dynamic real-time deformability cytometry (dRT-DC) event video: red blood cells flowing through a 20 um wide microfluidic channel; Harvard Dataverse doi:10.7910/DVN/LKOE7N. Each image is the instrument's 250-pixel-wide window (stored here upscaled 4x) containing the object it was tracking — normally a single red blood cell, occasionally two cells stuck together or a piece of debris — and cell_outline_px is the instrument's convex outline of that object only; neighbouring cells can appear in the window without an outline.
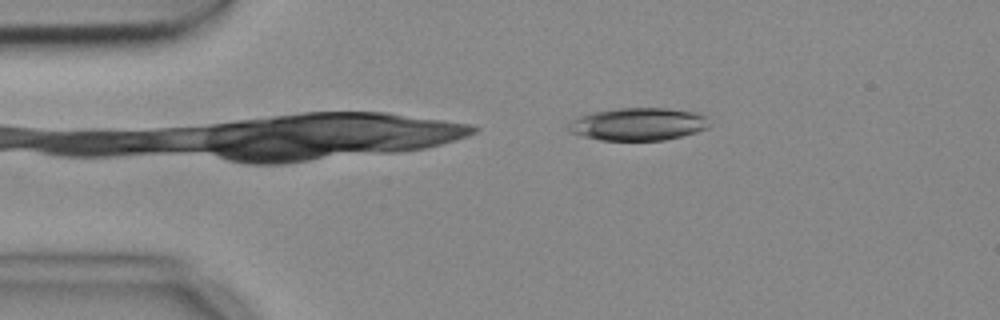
{"species": "common noctule bat (a hibernating species)", "species_latin": "Nyctalus noctula", "temperature_condition": "cold", "stored_images_in_passage": 2, "camera_frame_rate_fps": 3000, "um_per_image_px": 0.085, "animal": {"sex": "female", "body_mass_g": 18.4}, "frame": {"image": 1, "passage_image": 2, "time_ms": 0.333, "image_size_px": [1000, 320], "cell_outline_px": [[708, 128], [696, 132], [664, 140], [600, 140], [584, 136], [572, 132], [568, 128], [568, 124], [576, 116], [596, 112], [620, 108], [664, 108], [696, 112], [704, 116]], "centroid_in_image_um": [54.22, 10.55], "position_along_channel_um": 30.8, "area_um2": 26.41}}